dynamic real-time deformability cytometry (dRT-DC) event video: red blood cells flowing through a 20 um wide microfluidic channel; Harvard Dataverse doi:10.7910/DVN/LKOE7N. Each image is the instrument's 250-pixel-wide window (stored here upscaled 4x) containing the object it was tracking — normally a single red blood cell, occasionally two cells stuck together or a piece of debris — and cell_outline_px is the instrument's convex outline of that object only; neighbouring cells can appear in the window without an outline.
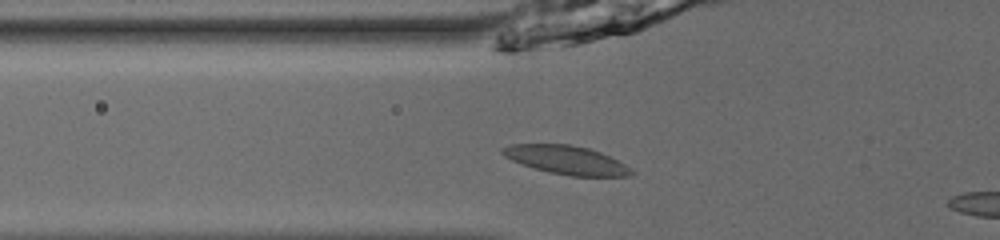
{"species": "common noctule bat (a hibernating species)", "species_latin": "Nyctalus noctula", "temperature_condition": "room temperature", "stored_images_in_passage": 14, "camera_frame_rate_fps": 3000, "um_per_image_px": 0.085, "animal": {"sex": "male", "body_mass_g": 13.0, "forearm_length_mm": 53.1}, "frame": {"image": 1, "passage_image": 12, "time_ms": 3.667, "image_size_px": [1000, 240], "cell_outline_px": [[636, 172], [632, 176], [568, 176], [548, 172], [512, 160], [504, 156], [500, 152], [500, 148], [512, 144], [568, 144], [588, 148], [600, 152], [632, 168]], "centroid_in_image_um": [48.16, 13.6], "position_along_channel_um": 77.6, "area_um2": 21.39}}